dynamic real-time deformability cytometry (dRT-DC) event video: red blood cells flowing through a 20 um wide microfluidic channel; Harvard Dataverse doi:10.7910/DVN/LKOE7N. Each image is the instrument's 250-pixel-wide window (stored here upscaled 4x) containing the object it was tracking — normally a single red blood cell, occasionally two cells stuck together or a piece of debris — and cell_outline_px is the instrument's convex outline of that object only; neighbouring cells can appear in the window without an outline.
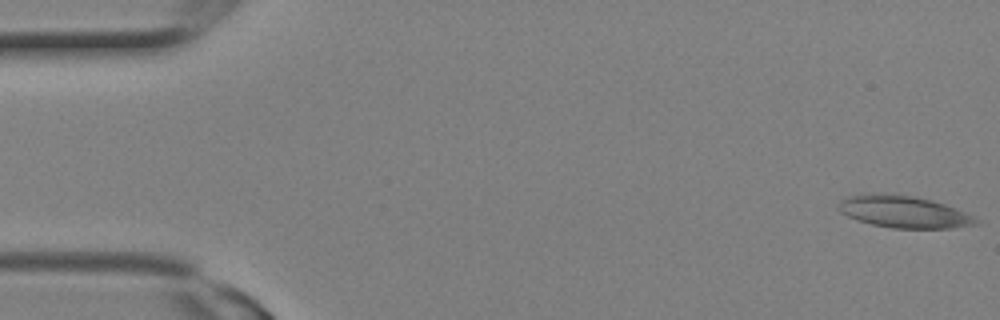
{"species": "Egyptian fruit bat (a non-hibernating species)", "species_latin": "Rousettus aegyptiacus", "temperature_condition": "room temperature", "stored_images_in_passage": 3, "camera_frame_rate_fps": 3000, "um_per_image_px": 0.085, "animal": {"sex": "female"}, "frame": {"image": 1, "passage_image": 1, "time_ms": 0.0, "image_size_px": [1000, 320], "cell_outline_px": [[980, 224], [952, 228], [892, 228], [872, 224], [856, 220], [840, 212], [840, 200], [848, 196], [872, 192], [880, 192], [916, 196], [932, 200], [956, 208], [976, 216], [980, 220]], "centroid_in_image_um": [76.86, 17.99], "position_along_channel_um": 8.1, "area_um2": 26.01}}
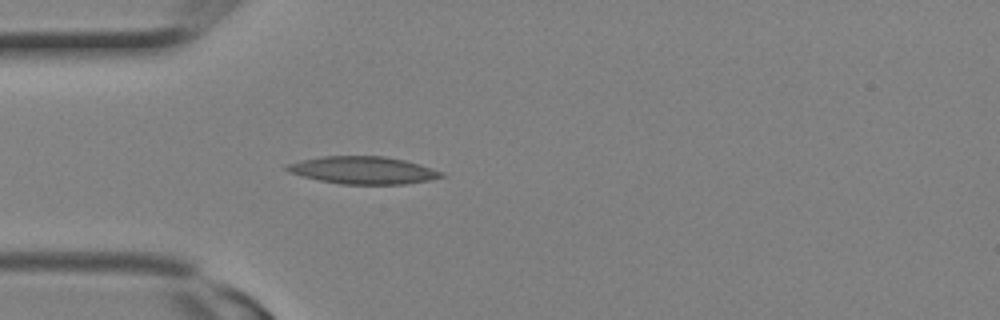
{"frame": {"image": 2, "passage_image": 3, "time_ms": 0.667, "image_size_px": [1000, 320], "cell_outline_px": [[448, 176], [428, 180], [404, 184], [340, 184], [320, 180], [288, 172], [284, 168], [288, 164], [304, 160], [324, 156], [384, 156], [404, 160], [420, 164], [444, 172]], "centroid_in_image_um": [30.92, 14.47], "position_along_channel_um": 54.1, "area_um2": 24.57}}